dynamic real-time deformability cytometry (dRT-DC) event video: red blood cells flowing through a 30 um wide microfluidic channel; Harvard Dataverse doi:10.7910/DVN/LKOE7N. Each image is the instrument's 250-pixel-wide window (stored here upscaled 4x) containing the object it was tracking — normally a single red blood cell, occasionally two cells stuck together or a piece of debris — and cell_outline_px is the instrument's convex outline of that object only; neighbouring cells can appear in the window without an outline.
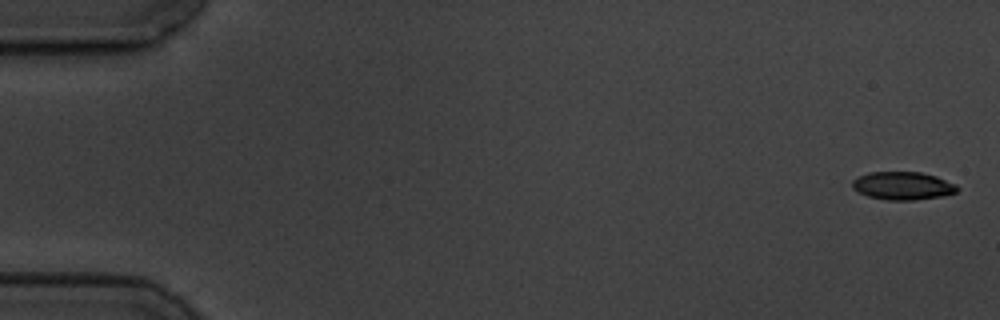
{"species": "common noctule bat (a hibernating species)", "species_latin": "Nyctalus noctula", "temperature_condition": "cold", "stored_images_in_passage": 8, "segment_of_instrument_passage": [1, 2], "camera_frame_rate_fps": 3000, "um_per_image_px": 0.085, "animal": {"sex": "male", "body_mass_g": 19.5, "forearm_length_mm": 54.6}, "frame": {"image": 1, "passage_image": 1, "time_ms": 0.0, "image_size_px": [1000, 320], "cell_outline_px": [[960, 188], [956, 192], [940, 196], [916, 200], [888, 200], [868, 196], [856, 192], [852, 188], [852, 180], [868, 172], [920, 172], [936, 176], [956, 184]], "centroid_in_image_um": [76.72, 15.79], "position_along_channel_um": 8.3, "area_um2": 17.17}}
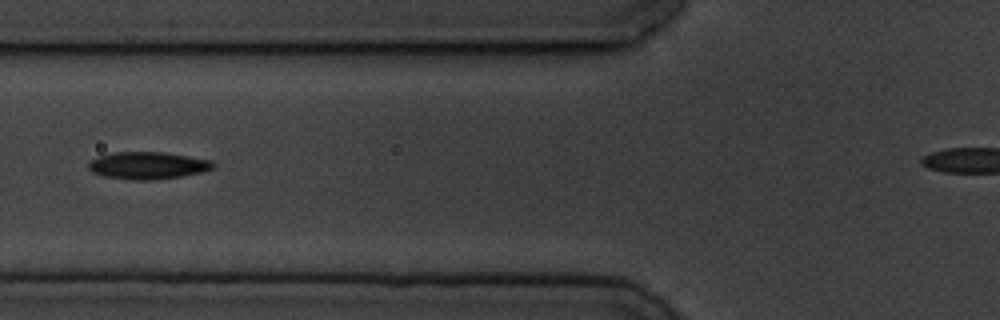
{"frame": {"image": 2, "passage_image": 7, "time_ms": 7.0, "image_size_px": [1000, 320], "cell_outline_px": [[216, 164], [212, 168], [200, 172], [180, 176], [156, 180], [132, 180], [104, 176], [92, 172], [88, 168], [88, 164], [92, 160], [100, 156], [116, 152], [164, 152], [212, 160]], "centroid_in_image_um": [12.57, 14.07], "position_along_channel_um": 113.2, "area_um2": 19.65}}